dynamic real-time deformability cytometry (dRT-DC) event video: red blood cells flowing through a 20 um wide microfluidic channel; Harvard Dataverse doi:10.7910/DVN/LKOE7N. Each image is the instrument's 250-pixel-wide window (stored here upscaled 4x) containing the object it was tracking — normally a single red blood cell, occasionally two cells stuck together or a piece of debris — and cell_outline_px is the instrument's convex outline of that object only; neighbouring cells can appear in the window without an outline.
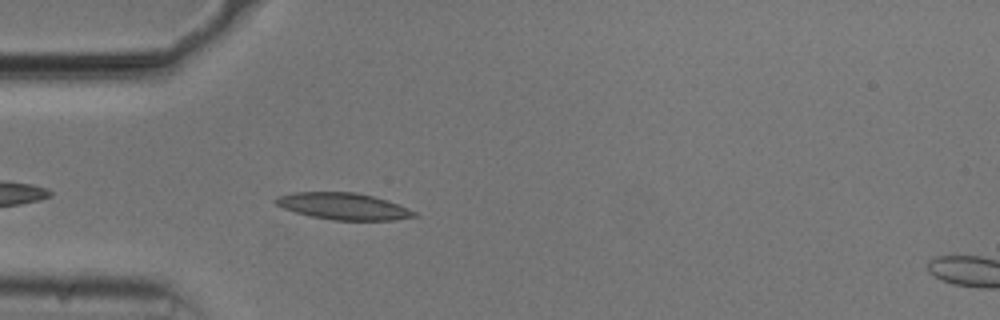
{"species": "common noctule bat (a hibernating species)", "species_latin": "Nyctalus noctula", "temperature_condition": "cold", "stored_images_in_passage": 38, "camera_frame_rate_fps": 3000, "um_per_image_px": 0.085, "animal": {"sex": "male", "body_mass_g": 20.5, "forearm_length_mm": 52.5}, "frame": {"image": 1, "passage_image": 4, "time_ms": 1.0, "image_size_px": [1000, 320], "cell_outline_px": [[416, 216], [392, 220], [332, 220], [312, 216], [296, 212], [284, 208], [276, 204], [272, 200], [276, 196], [292, 192], [356, 192], [388, 200], [400, 204], [416, 212]], "centroid_in_image_um": [29.17, 17.52], "position_along_channel_um": 55.8, "area_um2": 21.56}}
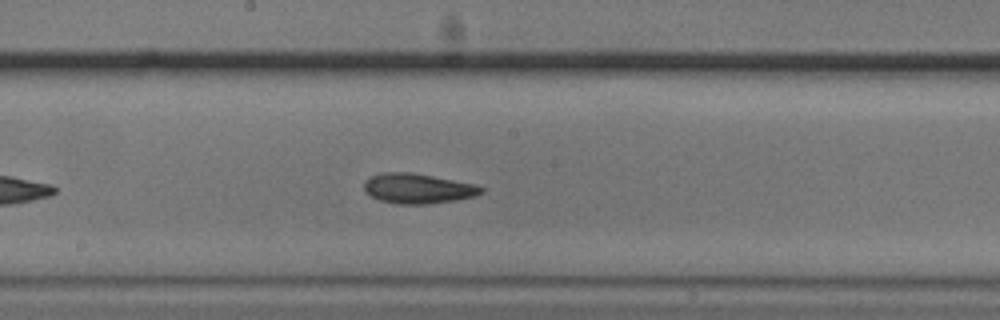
{"frame": {"image": 2, "passage_image": 17, "time_ms": 5.333, "image_size_px": [1000, 320], "cell_outline_px": [[484, 192], [476, 196], [456, 200], [428, 204], [396, 204], [380, 200], [364, 192], [364, 180], [372, 176], [384, 172], [412, 172], [472, 184], [484, 188]], "centroid_in_image_um": [35.49, 16.03], "position_along_channel_um": 212.7, "area_um2": 20.4}}
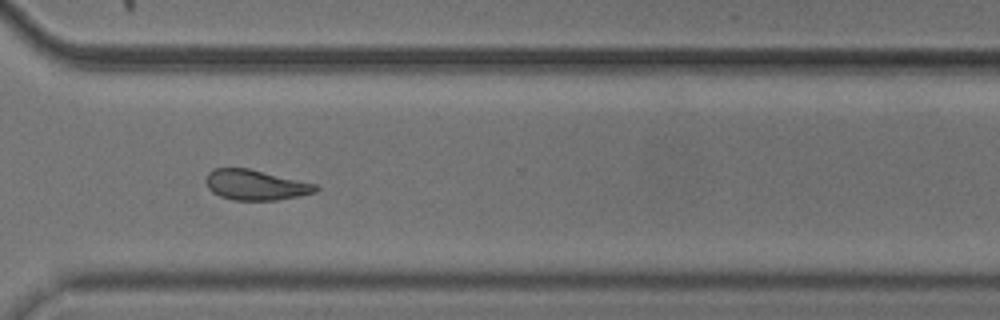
{"frame": {"image": 3, "passage_image": 28, "time_ms": 9.0, "image_size_px": [1000, 320], "cell_outline_px": [[320, 188], [316, 192], [300, 196], [276, 200], [232, 200], [220, 196], [212, 192], [208, 188], [204, 180], [208, 172], [212, 168], [248, 168], [316, 184]], "centroid_in_image_um": [21.7, 15.72], "position_along_channel_um": 348.9, "area_um2": 19.48}, "authors_computed_cell_mechanics": {"area_um2": 19.8832, "velocity_mm_per_s": 3.7286, "shape_relaxation_time_tau1_ms": 3.2084, "shape_relaxation_time_tau2_ms": 4.0312, "deformation_change_tau1": 0.1261, "deformation_change_tau2": 0.1071}}